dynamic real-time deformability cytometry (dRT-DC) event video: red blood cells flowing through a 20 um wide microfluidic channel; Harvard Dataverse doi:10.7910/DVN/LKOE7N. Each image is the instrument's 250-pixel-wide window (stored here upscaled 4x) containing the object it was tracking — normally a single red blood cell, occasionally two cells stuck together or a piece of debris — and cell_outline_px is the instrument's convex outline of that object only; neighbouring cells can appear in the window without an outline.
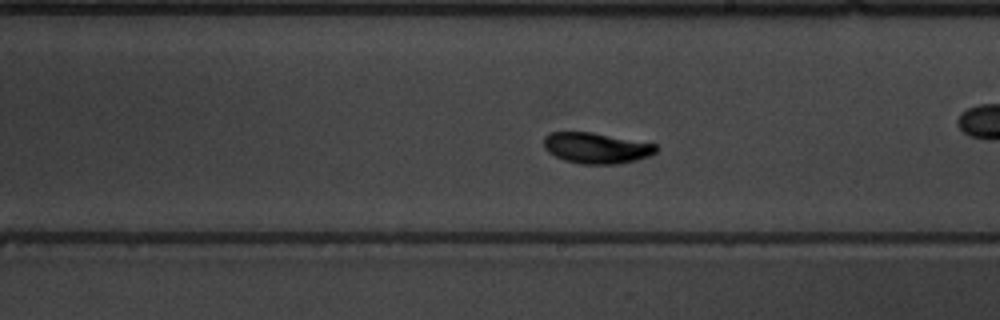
{"species": "common noctule bat (a hibernating species)", "species_latin": "Nyctalus noctula", "temperature_condition": "warm", "stored_images_in_passage": 55, "camera_frame_rate_fps": 3000, "um_per_image_px": 0.085, "animal": {"sex": "male", "body_mass_g": 19.5, "forearm_length_mm": 54.6}, "frame": {"image": 1, "passage_image": 32, "time_ms": 10.333, "image_size_px": [1000, 320], "cell_outline_px": [[660, 148], [656, 152], [648, 156], [636, 160], [616, 164], [580, 164], [564, 160], [548, 152], [544, 148], [544, 136], [548, 132], [592, 132], [656, 144]], "centroid_in_image_um": [50.68, 12.58], "position_along_channel_um": 238.3, "area_um2": 20.23}, "authors_computed_cell_mechanics": {"area_um2": 19.1896, "velocity_mm_per_s": 3.7797, "shape_relaxation_time_tau1_ms": 3.1562, "shape_relaxation_time_tau2_ms": 1.0806, "deformation_change_tau1": 0.1675, "deformation_change_tau2": 0.0478}}